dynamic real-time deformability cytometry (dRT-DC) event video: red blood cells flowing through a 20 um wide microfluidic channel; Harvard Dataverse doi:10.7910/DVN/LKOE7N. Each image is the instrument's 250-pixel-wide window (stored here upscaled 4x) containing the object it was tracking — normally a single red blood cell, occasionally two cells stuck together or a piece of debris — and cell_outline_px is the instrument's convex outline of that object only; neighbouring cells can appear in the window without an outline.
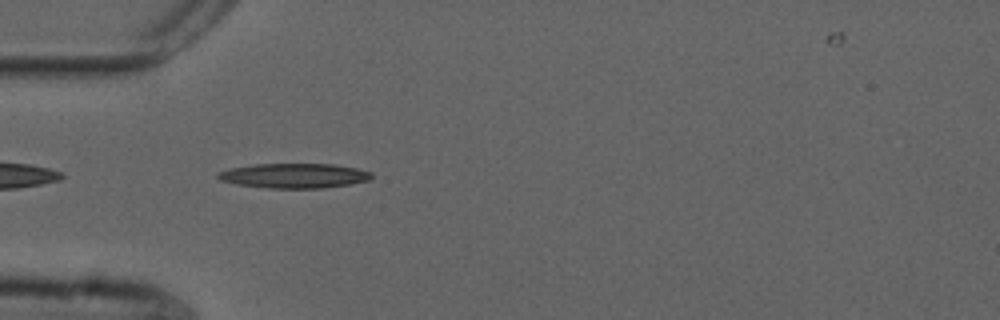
{"species": "common noctule bat (a hibernating species)", "species_latin": "Nyctalus noctula", "temperature_condition": "cold", "stored_images_in_passage": 30, "camera_frame_rate_fps": 3000, "um_per_image_px": 0.085, "animal": {"sex": "male", "forearm_length_mm": 52.5}, "frame": {"image": 1, "passage_image": 2, "time_ms": 0.333, "image_size_px": [1000, 320], "cell_outline_px": [[372, 176], [368, 180], [348, 184], [320, 188], [268, 188], [236, 184], [220, 180], [216, 176], [216, 172], [232, 168], [256, 164], [332, 164], [356, 168], [372, 172]], "centroid_in_image_um": [24.97, 14.93], "position_along_channel_um": 60.0, "area_um2": 21.96}}
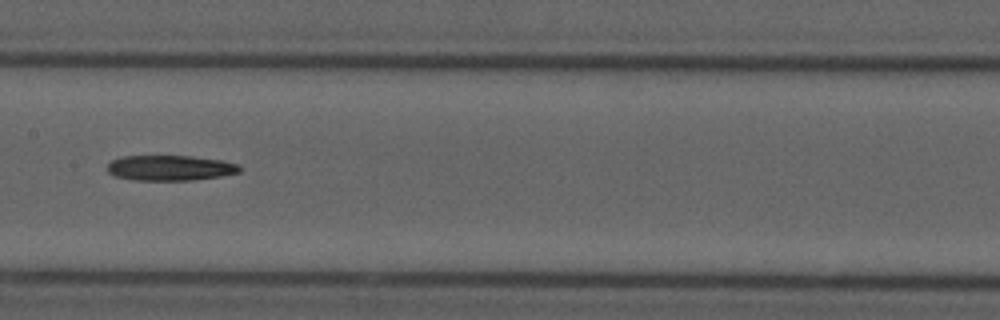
{"frame": {"image": 2, "passage_image": 13, "time_ms": 4.0, "image_size_px": [1000, 320], "cell_outline_px": [[244, 168], [240, 172], [220, 176], [192, 180], [132, 180], [116, 176], [108, 172], [108, 164], [112, 160], [120, 156], [192, 156], [224, 160], [240, 164]], "centroid_in_image_um": [14.51, 14.26], "position_along_channel_um": 192.9, "area_um2": 19.71}}
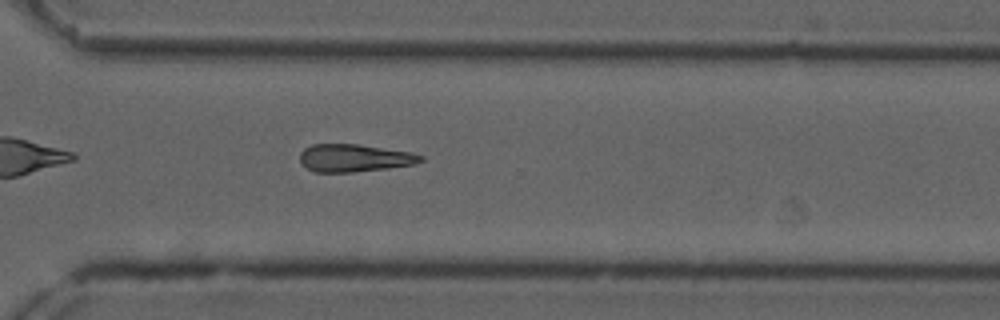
{"frame": {"image": 3, "passage_image": 25, "time_ms": 8.0, "image_size_px": [1000, 320], "cell_outline_px": [[424, 160], [412, 164], [388, 168], [352, 172], [316, 172], [308, 168], [300, 160], [300, 152], [304, 148], [312, 144], [356, 144], [412, 152], [424, 156]], "centroid_in_image_um": [30.12, 13.42], "position_along_channel_um": 340.5, "area_um2": 19.31}}